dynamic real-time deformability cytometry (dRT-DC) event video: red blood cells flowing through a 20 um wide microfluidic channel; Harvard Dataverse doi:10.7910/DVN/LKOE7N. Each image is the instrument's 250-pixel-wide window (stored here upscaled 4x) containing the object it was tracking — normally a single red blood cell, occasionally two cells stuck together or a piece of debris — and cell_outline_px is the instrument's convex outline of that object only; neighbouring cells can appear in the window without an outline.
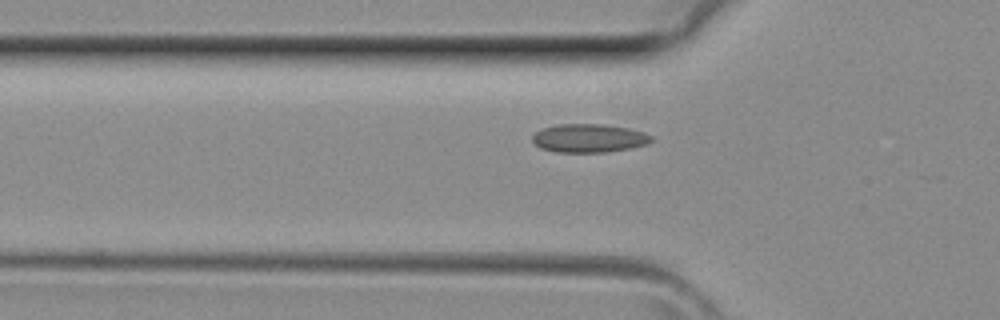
{"species": "common noctule bat (a hibernating species)", "species_latin": "Nyctalus noctula", "temperature_condition": "room temperature", "stored_images_in_passage": 2, "camera_frame_rate_fps": 3000, "um_per_image_px": 0.085, "animal": {"sex": "female", "body_mass_g": 29.2, "forearm_length_mm": 56.3}, "frame": {"image": 1, "passage_image": 2, "time_ms": 0.333, "image_size_px": [1000, 320], "cell_outline_px": [[652, 140], [648, 144], [632, 148], [608, 152], [556, 152], [540, 148], [532, 140], [532, 136], [536, 132], [544, 128], [556, 124], [604, 124], [628, 128], [644, 132], [652, 136]], "centroid_in_image_um": [50.08, 11.75], "position_along_channel_um": 75.7, "area_um2": 19.83}}